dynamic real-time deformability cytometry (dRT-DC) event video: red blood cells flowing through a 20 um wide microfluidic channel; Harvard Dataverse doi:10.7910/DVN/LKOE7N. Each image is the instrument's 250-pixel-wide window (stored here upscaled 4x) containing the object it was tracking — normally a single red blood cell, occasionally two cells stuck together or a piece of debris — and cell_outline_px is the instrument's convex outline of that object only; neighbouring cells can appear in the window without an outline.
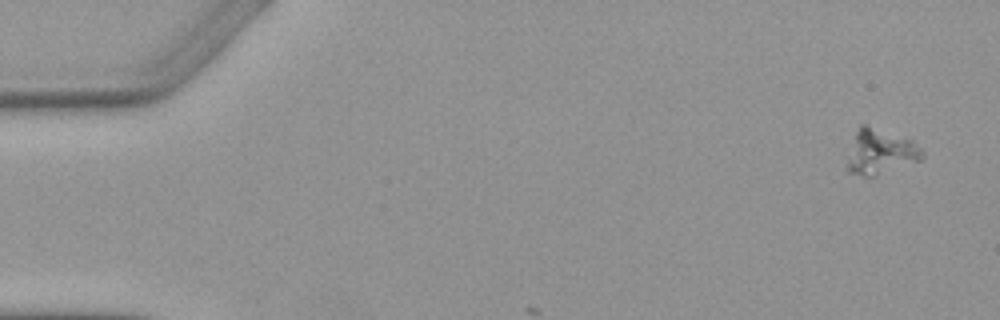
{"species": "Egyptian fruit bat (a non-hibernating species)", "species_latin": "Rousettus aegyptiacus", "temperature_condition": "warm", "stored_images_in_passage": 2, "camera_frame_rate_fps": 3000, "um_per_image_px": 0.085, "animal": {"sex": "female"}, "frame": {"image": 1, "passage_image": 1, "time_ms": 0.0, "image_size_px": [1000, 320], "cell_outline_px": [[924, 156], [920, 160], [872, 176], [864, 176], [848, 172], [848, 160], [856, 132], [860, 124], [864, 124], [912, 140], [924, 152]], "centroid_in_image_um": [74.85, 12.9], "position_along_channel_um": 10.2, "area_um2": 18.96}}